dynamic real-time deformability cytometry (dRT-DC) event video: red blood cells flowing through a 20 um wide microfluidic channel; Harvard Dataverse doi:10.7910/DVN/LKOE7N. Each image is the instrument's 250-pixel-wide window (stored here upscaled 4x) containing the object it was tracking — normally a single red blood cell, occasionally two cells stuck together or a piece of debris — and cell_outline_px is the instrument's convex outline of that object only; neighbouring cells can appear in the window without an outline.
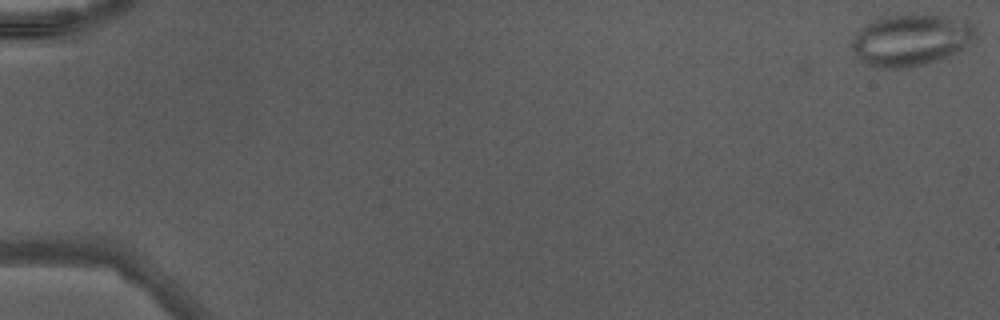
{"species": "Egyptian fruit bat (a non-hibernating species)", "species_latin": "Rousettus aegyptiacus", "temperature_condition": "warm", "stored_images_in_passage": 48, "camera_frame_rate_fps": 3000, "um_per_image_px": 0.085, "animal": {"sex": "male"}, "frame": {"image": 1, "passage_image": 1, "time_ms": 0.0, "image_size_px": [1000, 320], "cell_outline_px": [[976, 32], [972, 40], [964, 48], [956, 52], [924, 64], [904, 68], [880, 68], [868, 64], [860, 60], [852, 48], [852, 40], [856, 32], [872, 20], [888, 16], [940, 16], [968, 20], [976, 28]], "centroid_in_image_um": [77.42, 3.41], "position_along_channel_um": 7.6, "area_um2": 36.47}}
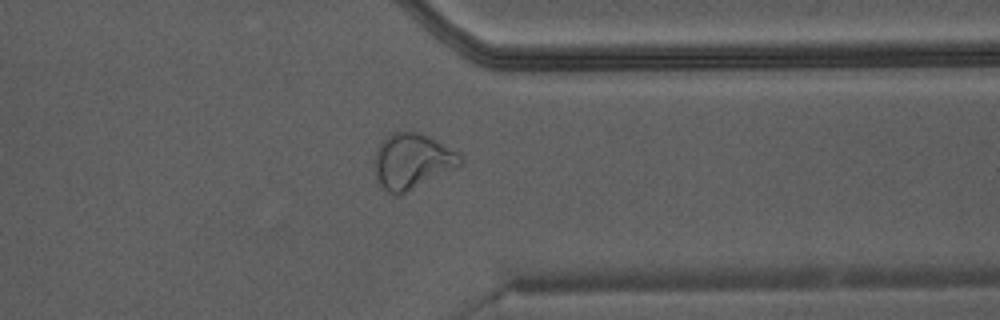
{"frame": {"image": 2, "passage_image": 39, "time_ms": 12.667, "image_size_px": [1000, 320], "cell_outline_px": [[464, 164], [396, 196], [388, 192], [380, 184], [376, 176], [376, 152], [380, 144], [388, 136], [396, 132], [416, 132], [428, 136], [460, 152], [464, 160]], "centroid_in_image_um": [35.09, 13.69], "position_along_channel_um": 376.3, "area_um2": 27.11}}